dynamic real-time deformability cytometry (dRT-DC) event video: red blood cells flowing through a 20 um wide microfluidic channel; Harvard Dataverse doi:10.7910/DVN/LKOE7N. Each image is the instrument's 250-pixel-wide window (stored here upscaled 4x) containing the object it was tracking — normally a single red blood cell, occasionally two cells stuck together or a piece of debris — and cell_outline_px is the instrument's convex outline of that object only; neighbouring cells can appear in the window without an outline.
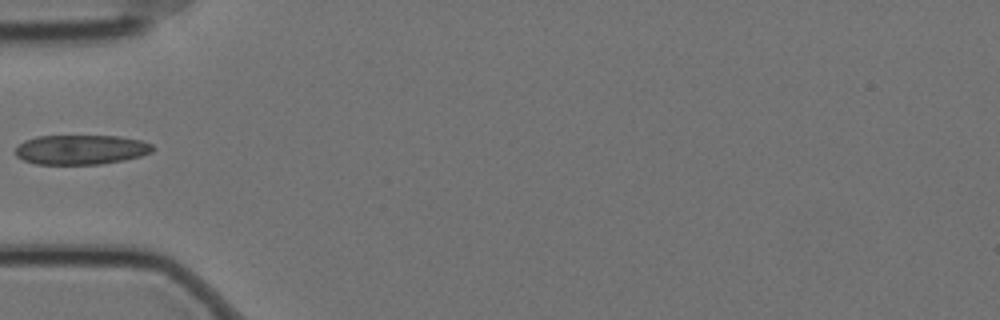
{"species": "Egyptian fruit bat (a non-hibernating species)", "species_latin": "Rousettus aegyptiacus", "temperature_condition": "cold", "stored_images_in_passage": 6, "camera_frame_rate_fps": 3000, "um_per_image_px": 0.085, "animal": {"sex": "female"}, "frame": {"image": 1, "passage_image": 1, "time_ms": 0.0, "image_size_px": [1000, 320], "cell_outline_px": [[156, 148], [152, 152], [140, 156], [124, 160], [100, 164], [36, 164], [24, 160], [16, 156], [16, 148], [24, 140], [36, 136], [120, 136], [140, 140], [152, 144]], "centroid_in_image_um": [6.9, 12.71], "position_along_channel_um": 78.1, "area_um2": 23.76}}
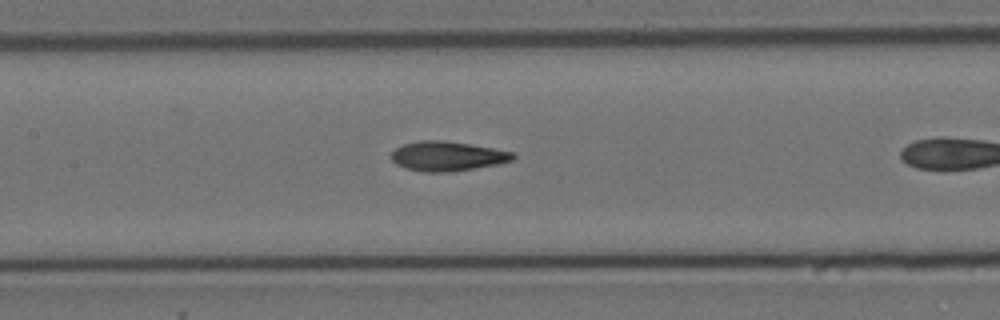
{"frame": {"image": 2, "passage_image": 5, "time_ms": 1.333, "image_size_px": [1000, 320], "cell_outline_px": [[516, 156], [512, 160], [496, 164], [452, 172], [424, 172], [404, 168], [396, 164], [392, 160], [392, 152], [396, 148], [404, 144], [420, 140], [444, 140], [492, 148], [512, 152]], "centroid_in_image_um": [37.99, 13.28], "position_along_channel_um": 169.4, "area_um2": 20.81}}